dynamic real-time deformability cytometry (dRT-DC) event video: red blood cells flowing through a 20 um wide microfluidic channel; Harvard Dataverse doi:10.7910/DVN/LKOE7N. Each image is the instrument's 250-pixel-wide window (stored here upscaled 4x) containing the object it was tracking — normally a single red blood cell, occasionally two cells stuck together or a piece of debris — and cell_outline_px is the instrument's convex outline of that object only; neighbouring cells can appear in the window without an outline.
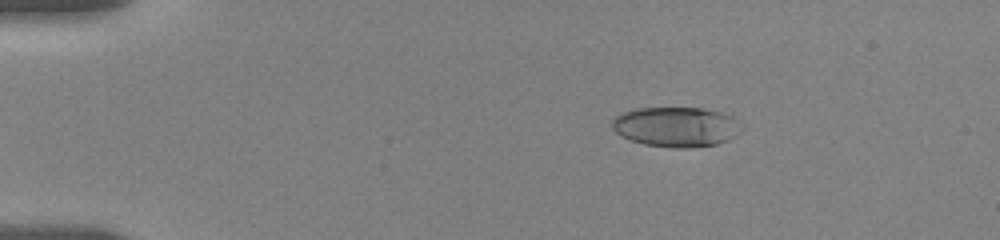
{"species": "human", "species_latin": "Homo sapiens", "temperature_condition": "room temperature", "stored_images_in_passage": 22, "camera_frame_rate_fps": 3000, "um_per_image_px": 0.085, "donor": {"sex": "female"}, "frame": {"image": 1, "passage_image": 3, "time_ms": 2.333, "image_size_px": [1000, 240], "cell_outline_px": [[744, 128], [736, 136], [728, 140], [716, 144], [688, 148], [672, 148], [644, 144], [620, 136], [612, 128], [612, 120], [616, 116], [624, 112], [636, 108], [704, 108], [720, 112], [732, 116], [744, 124]], "centroid_in_image_um": [57.52, 10.78], "position_along_channel_um": 27.5, "area_um2": 30.4}}
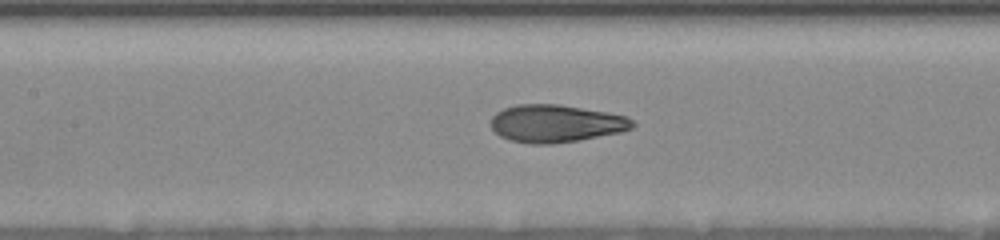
{"frame": {"image": 2, "passage_image": 14, "time_ms": 8.0, "image_size_px": [1000, 240], "cell_outline_px": [[636, 124], [632, 128], [620, 132], [580, 140], [552, 144], [532, 144], [508, 140], [500, 136], [492, 128], [492, 116], [496, 112], [504, 108], [516, 104], [560, 104], [608, 112], [628, 116]], "centroid_in_image_um": [47.26, 10.49], "position_along_channel_um": 160.1, "area_um2": 31.21}}
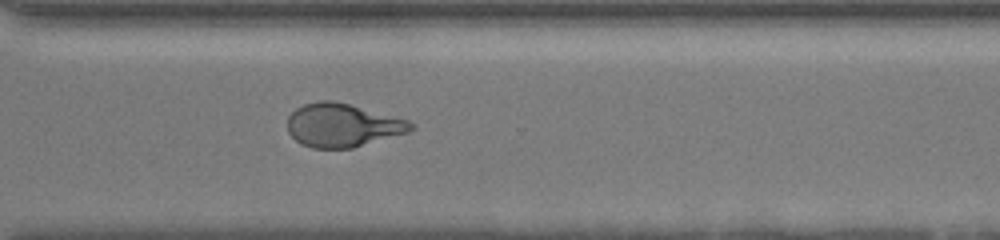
{"frame": {"image": 3, "passage_image": 22, "time_ms": 13.0, "image_size_px": [1000, 240], "cell_outline_px": [[416, 128], [408, 132], [352, 148], [312, 148], [300, 144], [288, 132], [288, 116], [296, 108], [304, 104], [316, 100], [336, 100], [408, 120], [416, 124]], "centroid_in_image_um": [29.11, 10.63], "position_along_channel_um": 341.5, "area_um2": 31.39}}